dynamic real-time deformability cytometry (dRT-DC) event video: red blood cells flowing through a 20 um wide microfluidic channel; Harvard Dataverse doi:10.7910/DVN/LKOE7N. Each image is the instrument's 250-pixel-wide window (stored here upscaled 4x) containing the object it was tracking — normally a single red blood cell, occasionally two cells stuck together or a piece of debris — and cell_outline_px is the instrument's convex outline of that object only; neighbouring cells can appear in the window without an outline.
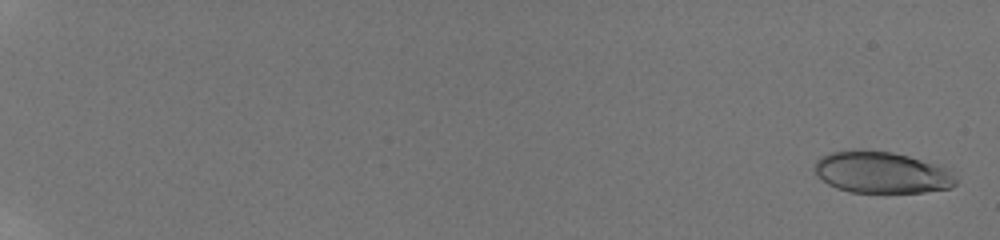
{"species": "human", "species_latin": "Homo sapiens", "temperature_condition": "room temperature", "stored_images_in_passage": 37, "camera_frame_rate_fps": 3000, "um_per_image_px": 0.085, "donor": {"sex": "male"}, "frame": {"image": 1, "passage_image": 1, "time_ms": 0.0, "image_size_px": [1000, 240], "cell_outline_px": [[956, 184], [948, 188], [924, 192], [848, 192], [836, 188], [828, 184], [816, 176], [816, 160], [820, 156], [832, 152], [860, 148], [892, 152], [908, 156], [944, 168], [956, 176]], "centroid_in_image_um": [74.87, 14.65], "position_along_channel_um": 10.1, "area_um2": 34.16}}
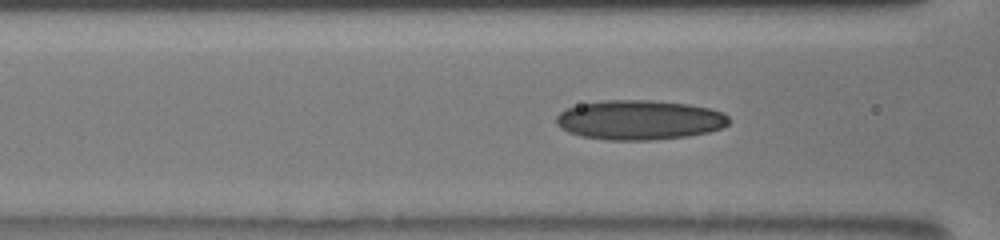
{"frame": {"image": 2, "passage_image": 26, "time_ms": 8.667, "image_size_px": [1000, 240], "cell_outline_px": [[728, 124], [720, 128], [708, 132], [688, 136], [652, 140], [608, 140], [580, 136], [568, 132], [560, 128], [556, 124], [556, 116], [564, 108], [580, 104], [604, 100], [652, 100], [688, 104], [708, 108], [724, 112], [728, 116]], "centroid_in_image_um": [54.31, 10.19], "position_along_channel_um": 112.3, "area_um2": 40.06}}
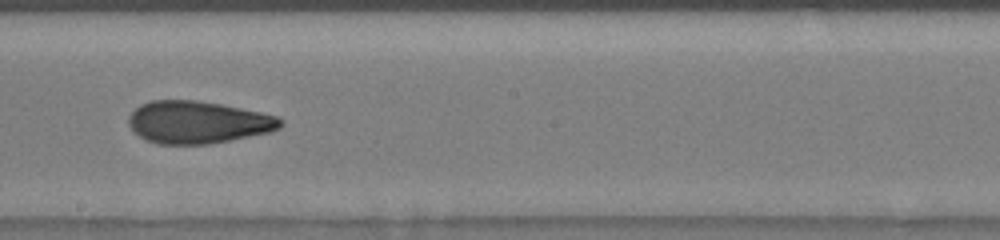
{"frame": {"image": 3, "passage_image": 35, "time_ms": 11.667, "image_size_px": [1000, 240], "cell_outline_px": [[284, 124], [280, 128], [272, 132], [208, 144], [156, 144], [144, 140], [128, 124], [128, 116], [140, 104], [152, 100], [196, 100], [220, 104], [260, 112], [276, 116], [284, 120]], "centroid_in_image_um": [16.82, 10.39], "position_along_channel_um": 231.4, "area_um2": 37.57}}